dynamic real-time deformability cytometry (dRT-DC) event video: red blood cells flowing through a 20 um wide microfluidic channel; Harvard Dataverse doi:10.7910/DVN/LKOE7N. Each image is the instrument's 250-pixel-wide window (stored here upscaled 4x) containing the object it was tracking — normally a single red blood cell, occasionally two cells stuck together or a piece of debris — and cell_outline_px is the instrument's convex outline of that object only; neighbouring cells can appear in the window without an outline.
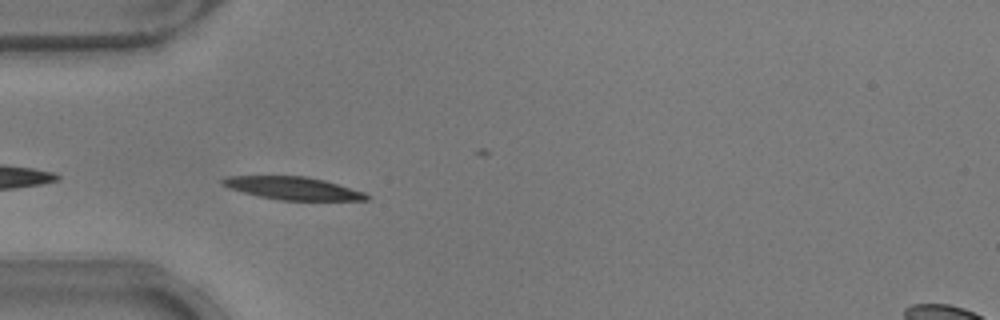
{"species": "common noctule bat (a hibernating species)", "species_latin": "Nyctalus noctula", "temperature_condition": "warm", "stored_images_in_passage": 28, "camera_frame_rate_fps": 3000, "um_per_image_px": 0.085, "animal": {"sex": "male", "body_mass_g": 17.9}, "frame": {"image": 1, "passage_image": 2, "time_ms": 0.333, "image_size_px": [1000, 320], "cell_outline_px": [[372, 196], [368, 200], [280, 200], [256, 196], [228, 188], [220, 184], [220, 180], [228, 176], [308, 176], [324, 180], [364, 192]], "centroid_in_image_um": [24.87, 16.0], "position_along_channel_um": 60.1, "area_um2": 19.25}}
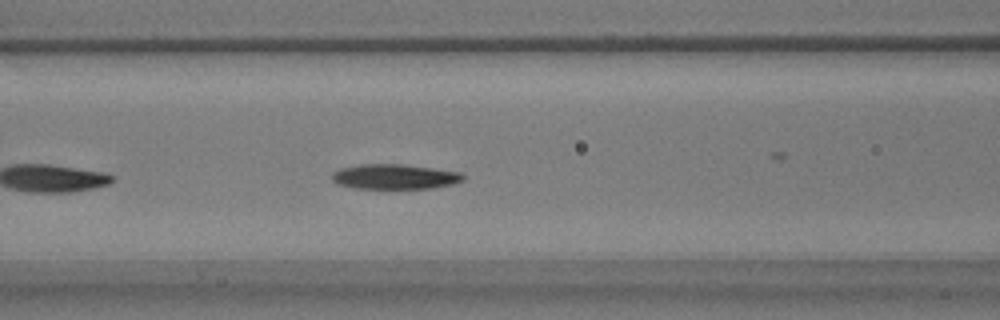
{"frame": {"image": 2, "passage_image": 8, "time_ms": 2.333, "image_size_px": [1000, 320], "cell_outline_px": [[464, 180], [452, 184], [432, 188], [352, 188], [340, 184], [332, 180], [332, 172], [340, 168], [360, 164], [400, 164], [460, 172], [464, 176]], "centroid_in_image_um": [33.52, 15.01], "position_along_channel_um": 133.1, "area_um2": 18.9}}
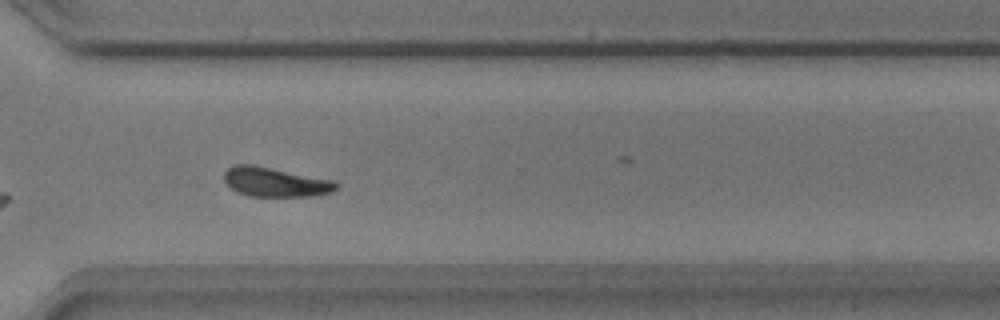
{"frame": {"image": 3, "passage_image": 25, "time_ms": 8.0, "image_size_px": [1000, 320], "cell_outline_px": [[340, 184], [332, 192], [312, 196], [252, 196], [240, 192], [232, 188], [224, 180], [224, 172], [228, 168], [236, 164], [252, 164], [336, 180]], "centroid_in_image_um": [23.45, 15.46], "position_along_channel_um": 347.1, "area_um2": 19.19}, "authors_computed_cell_mechanics": {"area_um2": 19.363, "velocity_mm_per_s": 3.7875, "shape_relaxation_time_tau1_ms": 3.0683, "shape_relaxation_time_tau2_ms": null, "deformation_change_tau1": 0.1196, "deformation_change_tau2": null}}